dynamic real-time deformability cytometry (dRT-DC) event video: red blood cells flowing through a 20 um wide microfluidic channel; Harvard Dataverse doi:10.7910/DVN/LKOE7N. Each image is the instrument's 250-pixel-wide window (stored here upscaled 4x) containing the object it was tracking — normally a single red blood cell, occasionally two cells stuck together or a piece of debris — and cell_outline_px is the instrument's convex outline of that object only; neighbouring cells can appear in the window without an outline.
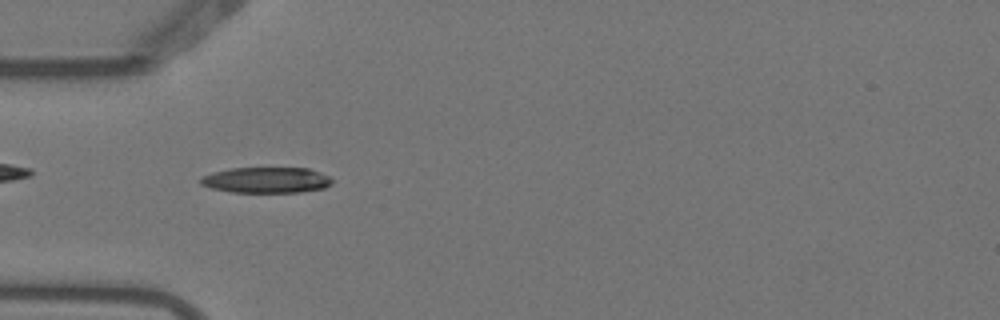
{"species": "Egyptian fruit bat (a non-hibernating species)", "species_latin": "Rousettus aegyptiacus", "temperature_condition": "warm", "stored_images_in_passage": 4, "camera_frame_rate_fps": 3000, "um_per_image_px": 0.085, "animal": {"sex": "female"}, "frame": {"image": 1, "passage_image": 3, "time_ms": 0.667, "image_size_px": [1000, 320], "cell_outline_px": [[332, 184], [324, 188], [300, 192], [232, 192], [212, 188], [200, 184], [200, 176], [212, 172], [232, 168], [308, 168], [320, 172], [328, 176], [332, 180]], "centroid_in_image_um": [22.63, 15.3], "position_along_channel_um": 62.4, "area_um2": 19.77}}
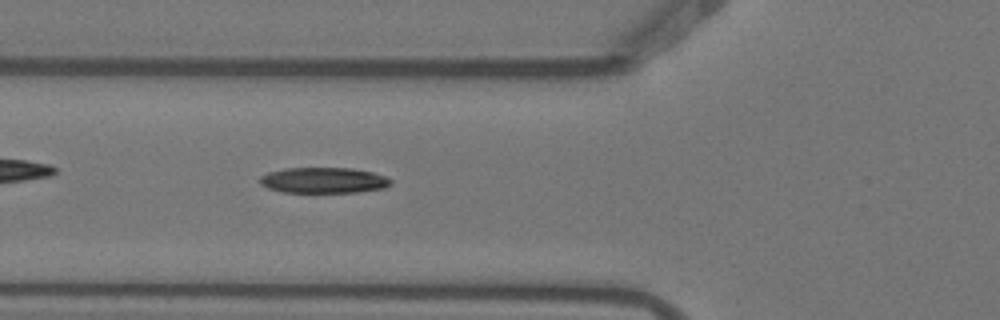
{"frame": {"image": 2, "passage_image": 4, "time_ms": 1.0, "image_size_px": [1000, 320], "cell_outline_px": [[392, 184], [384, 188], [356, 192], [284, 192], [268, 188], [260, 184], [260, 176], [268, 172], [288, 168], [352, 168], [372, 172], [388, 176], [392, 180]], "centroid_in_image_um": [27.54, 15.32], "position_along_channel_um": 98.3, "area_um2": 19.65}}